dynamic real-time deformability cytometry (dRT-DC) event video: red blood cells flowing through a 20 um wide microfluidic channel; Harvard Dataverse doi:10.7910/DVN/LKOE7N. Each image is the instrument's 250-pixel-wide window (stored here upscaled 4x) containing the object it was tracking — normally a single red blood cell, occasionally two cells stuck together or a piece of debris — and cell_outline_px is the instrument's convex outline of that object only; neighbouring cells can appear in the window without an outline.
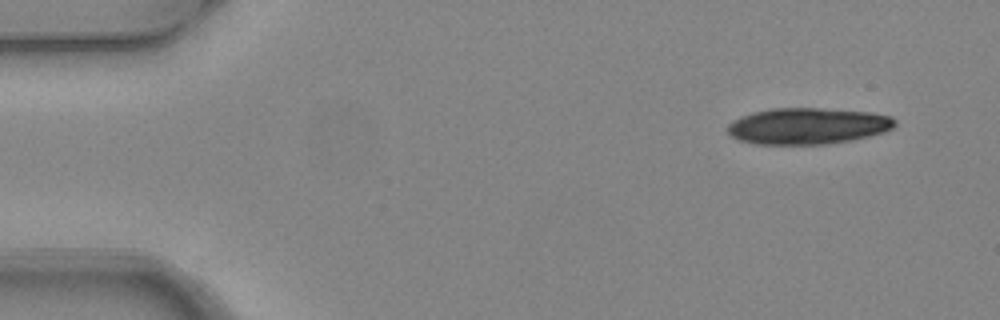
{"species": "common noctule bat (a hibernating species)", "species_latin": "Nyctalus noctula", "temperature_condition": "warm", "stored_images_in_passage": 6, "camera_frame_rate_fps": 3000, "um_per_image_px": 0.085, "animal": {"sex": "female", "body_mass_g": 24.6, "forearm_length_mm": 56.2}, "frame": {"image": 1, "passage_image": 1, "time_ms": 0.0, "image_size_px": [1000, 320], "cell_outline_px": [[896, 124], [892, 128], [884, 132], [852, 140], [824, 144], [756, 144], [740, 140], [732, 136], [728, 132], [728, 124], [732, 120], [740, 116], [752, 112], [772, 108], [820, 108], [872, 112], [892, 116], [896, 120]], "centroid_in_image_um": [68.66, 10.7], "position_along_channel_um": 16.3, "area_um2": 35.55}}